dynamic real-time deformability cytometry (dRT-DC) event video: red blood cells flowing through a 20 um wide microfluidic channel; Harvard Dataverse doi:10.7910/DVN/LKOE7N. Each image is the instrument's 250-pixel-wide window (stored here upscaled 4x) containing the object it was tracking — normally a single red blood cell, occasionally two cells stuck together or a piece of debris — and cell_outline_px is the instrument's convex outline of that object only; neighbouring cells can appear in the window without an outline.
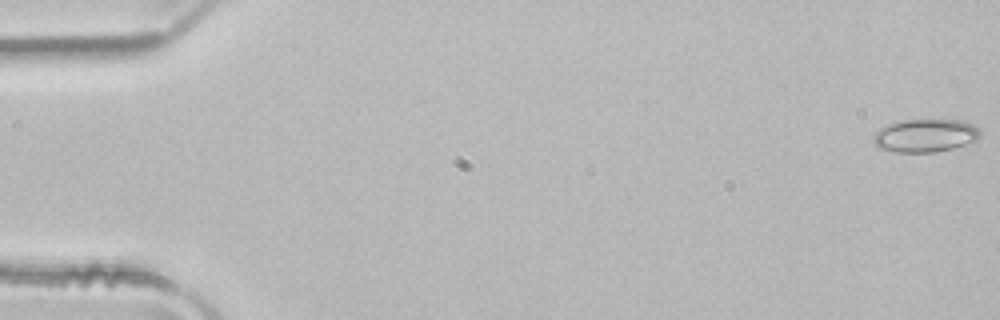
{"species": "common noctule bat (a hibernating species)", "species_latin": "Nyctalus noctula", "temperature_condition": "room temperature", "stored_images_in_passage": 4, "camera_frame_rate_fps": 3000, "um_per_image_px": 0.085, "animal": {"sex": "male", "body_mass_g": 21.5, "forearm_length_mm": 52.0}, "frame": {"image": 1, "passage_image": 1, "time_ms": 0.0, "image_size_px": [1000, 320], "cell_outline_px": [[980, 136], [976, 140], [952, 148], [936, 152], [896, 152], [876, 148], [872, 140], [872, 136], [880, 128], [888, 124], [900, 120], [964, 120], [972, 124], [980, 132]], "centroid_in_image_um": [78.59, 11.52], "position_along_channel_um": 6.4, "area_um2": 20.63}}
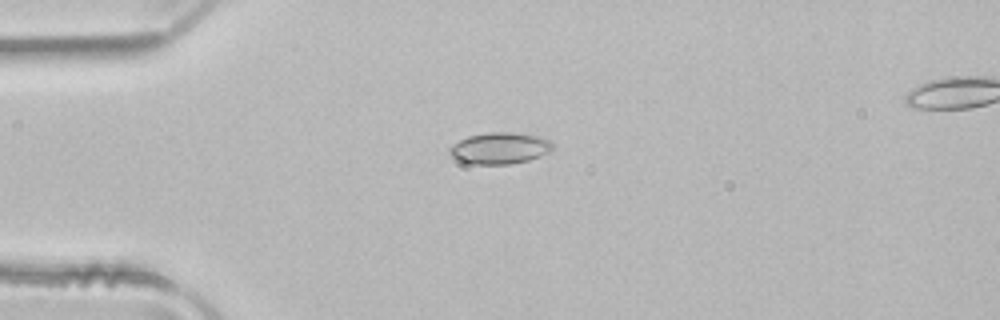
{"frame": {"image": 2, "passage_image": 3, "time_ms": 0.667, "image_size_px": [1000, 320], "cell_outline_px": [[552, 148], [548, 152], [540, 156], [528, 160], [508, 164], [472, 164], [460, 160], [452, 156], [448, 152], [448, 148], [452, 144], [468, 136], [488, 132], [512, 132], [544, 136], [552, 140]], "centroid_in_image_um": [42.5, 12.57], "position_along_channel_um": 42.5, "area_um2": 19.02}}